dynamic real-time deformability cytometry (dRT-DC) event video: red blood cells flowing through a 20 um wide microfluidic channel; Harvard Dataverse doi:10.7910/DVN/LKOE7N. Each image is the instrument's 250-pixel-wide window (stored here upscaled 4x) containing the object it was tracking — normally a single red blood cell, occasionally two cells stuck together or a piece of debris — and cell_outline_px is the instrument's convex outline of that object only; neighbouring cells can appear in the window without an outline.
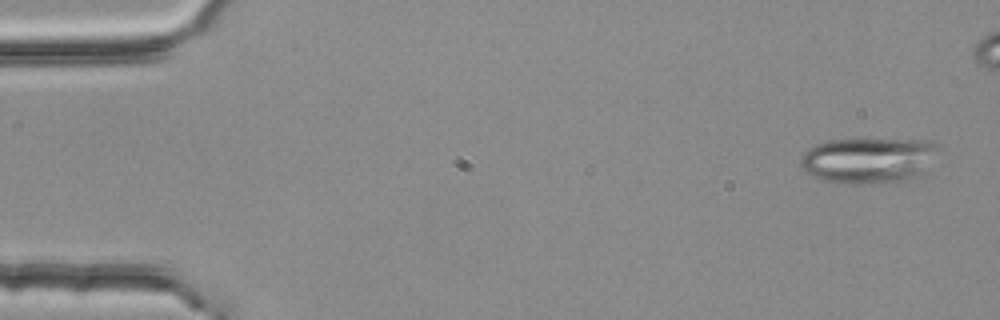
{"species": "common noctule bat (a hibernating species)", "species_latin": "Nyctalus noctula", "temperature_condition": "room temperature", "stored_images_in_passage": 3, "segment_of_instrument_passage": [2, 2], "camera_frame_rate_fps": 3000, "um_per_image_px": 0.085, "animal": {"sex": "female", "body_mass_g": 25.1}, "frame": {"image": 1, "passage_image": 3, "time_ms": 0.667, "image_size_px": [1000, 320], "cell_outline_px": [[940, 148], [908, 180], [824, 180], [808, 172], [800, 164], [800, 160], [804, 152], [812, 144], [828, 140], [924, 140], [936, 144]], "centroid_in_image_um": [73.71, 13.53], "position_along_channel_um": 11.3, "area_um2": 34.1}}